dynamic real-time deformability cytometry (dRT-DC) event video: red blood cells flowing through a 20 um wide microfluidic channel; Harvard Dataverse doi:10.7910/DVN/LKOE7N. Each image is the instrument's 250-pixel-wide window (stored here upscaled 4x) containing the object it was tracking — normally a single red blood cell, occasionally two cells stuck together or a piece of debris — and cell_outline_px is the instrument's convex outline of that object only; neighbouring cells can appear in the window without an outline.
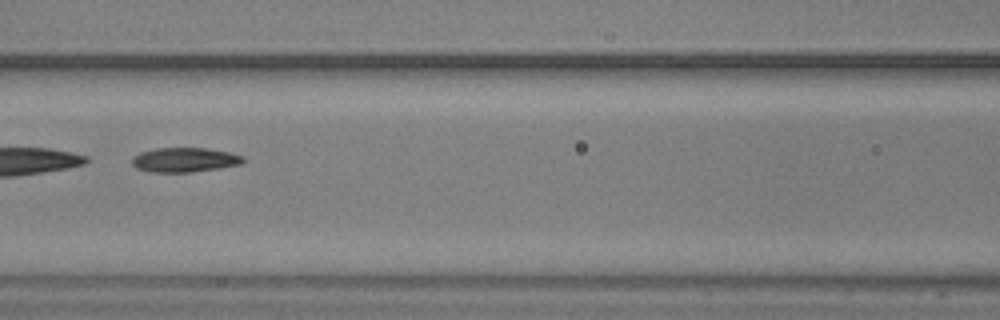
{"species": "common noctule bat (a hibernating species)", "species_latin": "Nyctalus noctula", "temperature_condition": "warm", "stored_images_in_passage": 55, "segment_of_instrument_passage": [2, 2], "camera_frame_rate_fps": 3000, "um_per_image_px": 0.085, "animal": {"sex": "male", "body_mass_g": 20.5, "forearm_length_mm": 52.5}, "frame": {"image": 1, "passage_image": 24, "time_ms": 7.667, "image_size_px": [1000, 320], "cell_outline_px": [[244, 160], [240, 164], [220, 168], [188, 172], [152, 172], [136, 168], [132, 164], [132, 156], [140, 152], [156, 148], [204, 148], [228, 152], [244, 156]], "centroid_in_image_um": [15.66, 13.58], "position_along_channel_um": 150.9, "area_um2": 15.78}}